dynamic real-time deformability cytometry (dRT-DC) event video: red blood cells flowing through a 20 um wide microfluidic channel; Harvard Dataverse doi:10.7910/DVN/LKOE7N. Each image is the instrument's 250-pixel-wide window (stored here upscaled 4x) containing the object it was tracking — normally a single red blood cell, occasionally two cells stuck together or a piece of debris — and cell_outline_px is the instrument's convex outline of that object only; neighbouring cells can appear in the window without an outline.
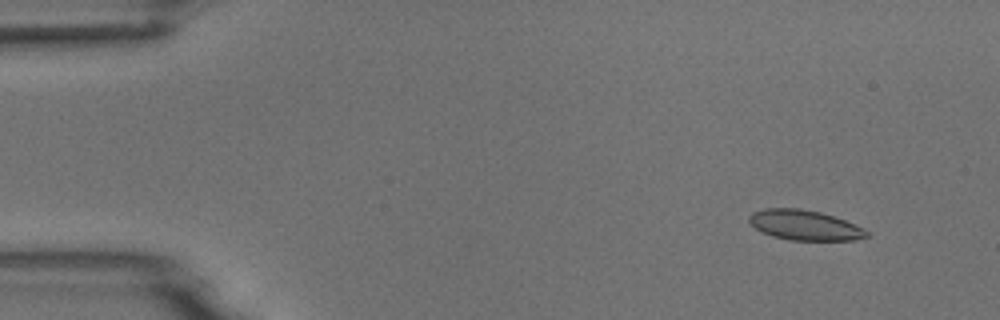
{"species": "common noctule bat (a hibernating species)", "species_latin": "Nyctalus noctula", "temperature_condition": "room temperature", "stored_images_in_passage": 5, "camera_frame_rate_fps": 3000, "um_per_image_px": 0.085, "animal": {"sex": "male", "body_mass_g": 18.8}, "frame": {"image": 1, "passage_image": 2, "time_ms": 0.333, "image_size_px": [1000, 320], "cell_outline_px": [[868, 236], [856, 240], [788, 240], [772, 236], [760, 232], [748, 220], [748, 216], [752, 212], [764, 208], [800, 208], [820, 212], [844, 220], [864, 228], [868, 232]], "centroid_in_image_um": [68.36, 19.14], "position_along_channel_um": 16.6, "area_um2": 20.63}}
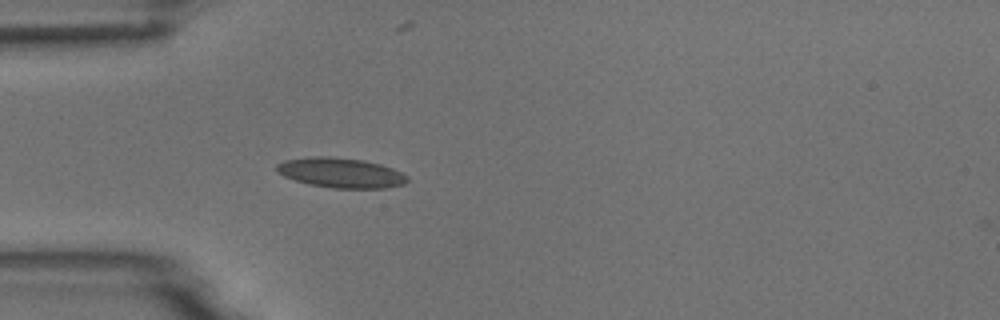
{"frame": {"image": 2, "passage_image": 5, "time_ms": 1.333, "image_size_px": [1000, 320], "cell_outline_px": [[408, 180], [404, 184], [388, 188], [332, 188], [308, 184], [284, 176], [276, 172], [276, 164], [284, 160], [312, 156], [328, 156], [364, 160], [380, 164], [392, 168], [408, 176]], "centroid_in_image_um": [28.96, 14.68], "position_along_channel_um": 56.0, "area_um2": 22.89}}